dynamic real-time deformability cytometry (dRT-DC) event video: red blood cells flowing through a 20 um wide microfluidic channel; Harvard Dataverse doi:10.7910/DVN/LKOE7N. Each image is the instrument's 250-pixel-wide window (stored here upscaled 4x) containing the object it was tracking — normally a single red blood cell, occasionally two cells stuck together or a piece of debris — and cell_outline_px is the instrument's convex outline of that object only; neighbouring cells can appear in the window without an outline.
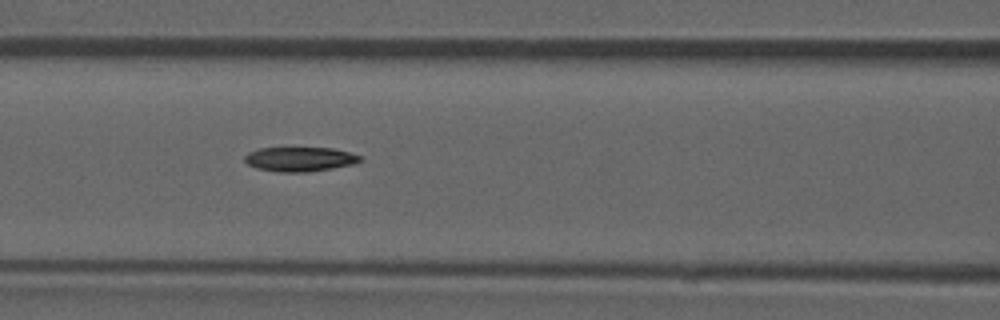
{"species": "common noctule bat (a hibernating species)", "species_latin": "Nyctalus noctula", "temperature_condition": "room temperature", "stored_images_in_passage": 53, "camera_frame_rate_fps": 3000, "um_per_image_px": 0.085, "animal": {"sex": "male", "forearm_length_mm": 52.5}, "frame": {"image": 1, "passage_image": 23, "time_ms": 7.333, "image_size_px": [1000, 320], "cell_outline_px": [[360, 160], [352, 164], [332, 168], [308, 172], [280, 172], [256, 168], [248, 164], [244, 160], [244, 156], [248, 152], [260, 148], [332, 148], [348, 152], [360, 156]], "centroid_in_image_um": [25.43, 13.53], "position_along_channel_um": 141.2, "area_um2": 16.24}}
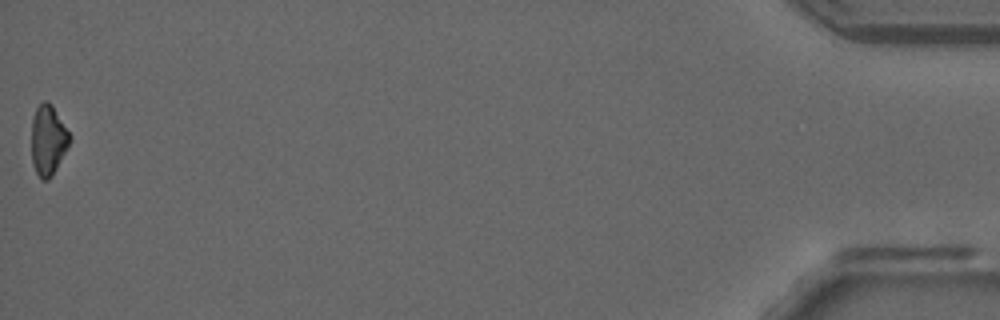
{"frame": {"image": 2, "passage_image": 53, "time_ms": 17.333, "image_size_px": [1000, 320], "cell_outline_px": [[72, 140], [52, 176], [48, 180], [40, 180], [32, 164], [32, 116], [36, 108], [44, 100], [48, 100], [52, 104], [72, 136]], "centroid_in_image_um": [4.1, 11.9], "position_along_channel_um": 431.1, "area_um2": 15.9}, "authors_computed_cell_mechanics": {"area_um2": 17.1088, "velocity_mm_per_s": 3.9127, "shape_relaxation_time_tau1_ms": 11.1971, "shape_relaxation_time_tau2_ms": null, "deformation_change_tau1": 0.2357, "deformation_change_tau2": null}}